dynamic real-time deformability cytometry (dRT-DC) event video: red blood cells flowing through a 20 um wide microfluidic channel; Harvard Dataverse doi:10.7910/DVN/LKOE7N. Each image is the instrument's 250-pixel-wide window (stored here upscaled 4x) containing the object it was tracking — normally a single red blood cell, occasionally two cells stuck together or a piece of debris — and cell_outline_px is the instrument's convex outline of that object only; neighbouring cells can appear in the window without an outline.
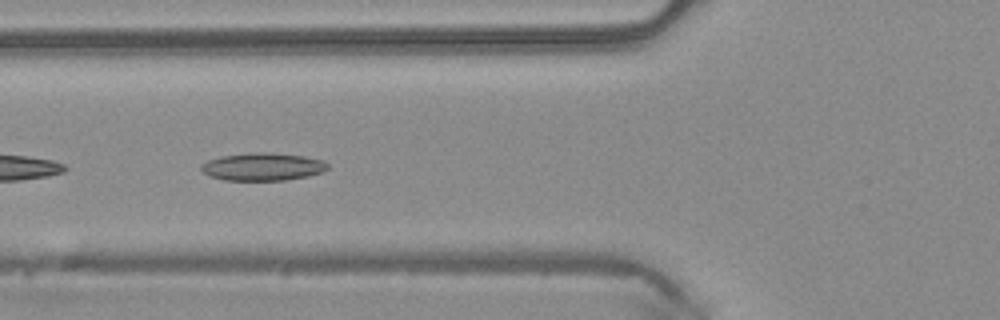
{"species": "common noctule bat (a hibernating species)", "species_latin": "Nyctalus noctula", "temperature_condition": "warm", "stored_images_in_passage": 44, "camera_frame_rate_fps": 3000, "um_per_image_px": 0.085, "animal": {"sex": "male", "body_mass_g": 20.4}, "frame": {"image": 1, "passage_image": 13, "time_ms": 4.0, "image_size_px": [1000, 320], "cell_outline_px": [[328, 168], [320, 172], [308, 176], [284, 180], [224, 180], [208, 176], [200, 168], [200, 164], [208, 160], [220, 156], [256, 152], [272, 152], [304, 156], [324, 160], [328, 164]], "centroid_in_image_um": [22.31, 14.16], "position_along_channel_um": 103.5, "area_um2": 20.52}}
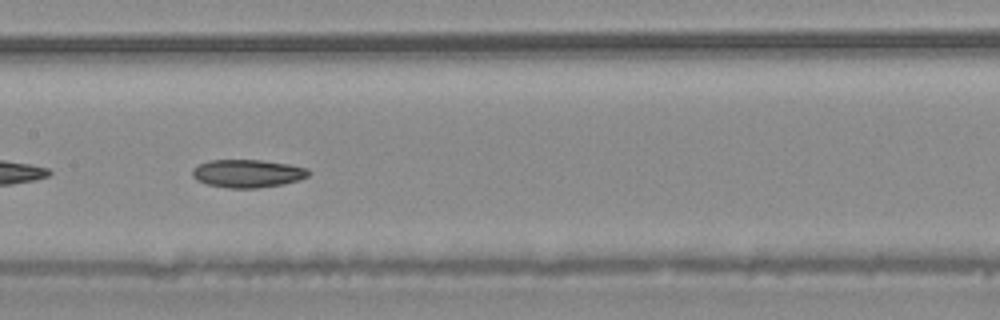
{"frame": {"image": 2, "passage_image": 19, "time_ms": 6.0, "image_size_px": [1000, 320], "cell_outline_px": [[308, 176], [300, 180], [284, 184], [256, 188], [228, 188], [204, 184], [196, 180], [192, 176], [192, 168], [200, 164], [212, 160], [264, 160], [288, 164], [308, 168]], "centroid_in_image_um": [21.03, 14.75], "position_along_channel_um": 186.4, "area_um2": 19.07}}
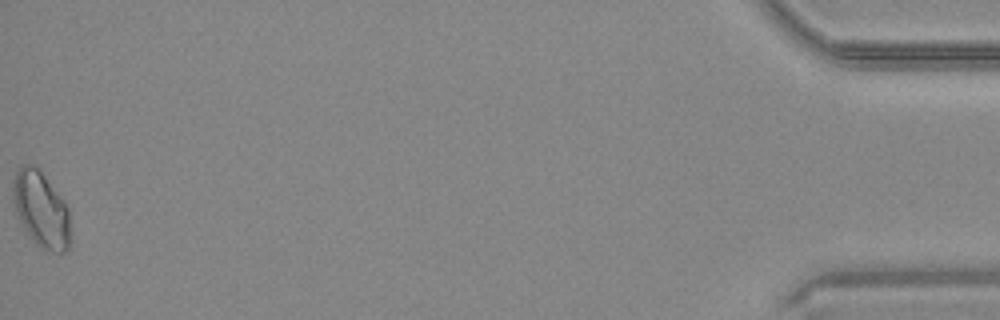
{"frame": {"image": 3, "passage_image": 44, "time_ms": 14.333, "image_size_px": [1000, 320], "cell_outline_px": [[72, 240], [68, 248], [64, 252], [44, 252], [32, 240], [24, 228], [16, 212], [12, 196], [12, 180], [16, 172], [24, 164], [36, 164], [64, 200], [68, 208]], "centroid_in_image_um": [3.51, 17.82], "position_along_channel_um": 431.7, "area_um2": 25.95}}